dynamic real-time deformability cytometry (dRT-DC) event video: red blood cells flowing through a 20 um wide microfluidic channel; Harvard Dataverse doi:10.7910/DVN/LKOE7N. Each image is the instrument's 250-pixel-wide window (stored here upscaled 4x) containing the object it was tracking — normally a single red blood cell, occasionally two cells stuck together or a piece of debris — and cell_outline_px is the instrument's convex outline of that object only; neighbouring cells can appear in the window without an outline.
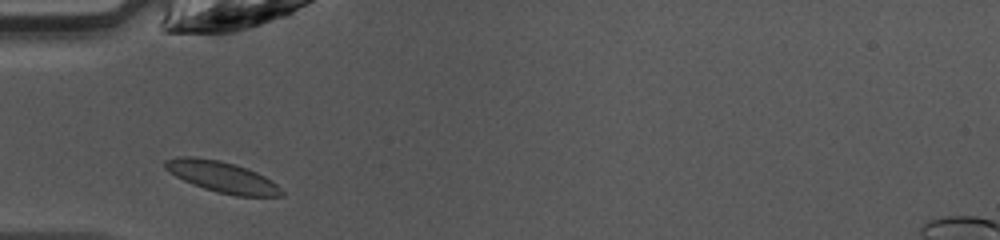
{"species": "common noctule bat (a hibernating species)", "species_latin": "Nyctalus noctula", "temperature_condition": "warm", "stored_images_in_passage": 27, "camera_frame_rate_fps": 3000, "um_per_image_px": 0.085, "animal": {"sex": "female", "body_mass_g": 10.0, "forearm_length_mm": 53.1}, "frame": {"image": 1, "passage_image": 2, "time_ms": 0.333, "image_size_px": [1000, 240], "cell_outline_px": [[284, 192], [280, 196], [236, 196], [216, 192], [192, 184], [168, 172], [164, 168], [164, 160], [176, 156], [192, 156], [220, 160], [256, 172], [264, 176], [276, 184]], "centroid_in_image_um": [18.81, 15.03], "position_along_channel_um": 66.2, "area_um2": 20.92}}
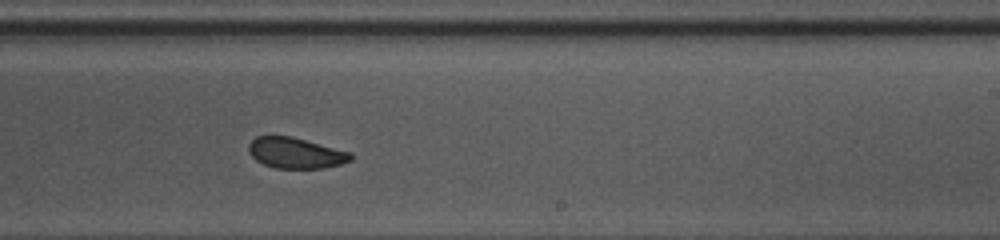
{"frame": {"image": 2, "passage_image": 16, "time_ms": 5.0, "image_size_px": [1000, 240], "cell_outline_px": [[352, 160], [340, 164], [320, 168], [276, 168], [264, 164], [256, 160], [248, 152], [248, 144], [256, 136], [292, 136], [352, 152]], "centroid_in_image_um": [25.13, 12.99], "position_along_channel_um": 263.9, "area_um2": 18.32}}
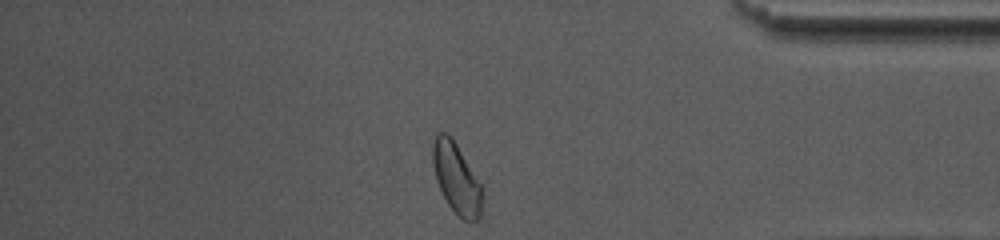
{"frame": {"image": 3, "passage_image": 27, "time_ms": 8.667, "image_size_px": [1000, 240], "cell_outline_px": [[480, 216], [472, 224], [464, 220], [448, 204], [436, 180], [432, 164], [432, 144], [436, 132], [444, 132], [452, 136], [480, 184]], "centroid_in_image_um": [38.74, 15.1], "position_along_channel_um": 396.5, "area_um2": 19.94}, "authors_computed_cell_mechanics": {"area_um2": 19.5942, "velocity_mm_per_s": 4.2392, "shape_relaxation_time_tau1_ms": 3.2121, "shape_relaxation_time_tau2_ms": 2.8006, "deformation_change_tau1": 0.0889, "deformation_change_tau2": 0.0867}}